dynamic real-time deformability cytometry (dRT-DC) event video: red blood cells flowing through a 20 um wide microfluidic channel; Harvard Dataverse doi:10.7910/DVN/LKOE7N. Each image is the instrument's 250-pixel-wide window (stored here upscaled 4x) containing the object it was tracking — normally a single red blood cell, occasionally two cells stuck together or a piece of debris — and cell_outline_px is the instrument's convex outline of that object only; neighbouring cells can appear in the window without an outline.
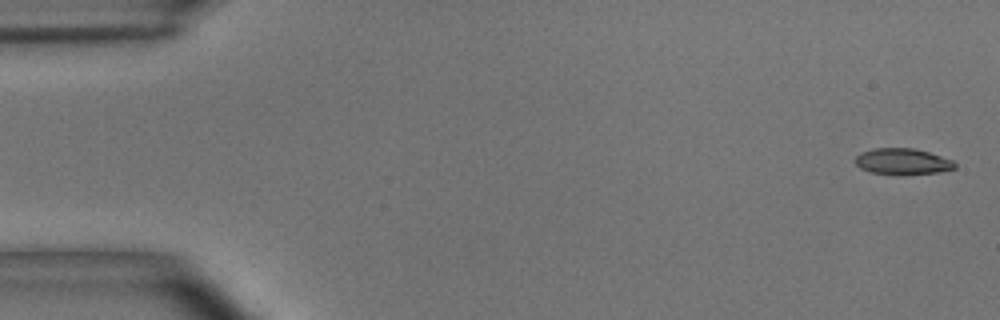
{"species": "common noctule bat (a hibernating species)", "species_latin": "Nyctalus noctula", "temperature_condition": "room temperature", "stored_images_in_passage": 5, "camera_frame_rate_fps": 3000, "um_per_image_px": 0.085, "animal": {"sex": "male", "body_mass_g": 15.6}, "frame": {"image": 1, "passage_image": 1, "time_ms": 0.0, "image_size_px": [1000, 320], "cell_outline_px": [[956, 168], [940, 172], [900, 176], [872, 172], [860, 168], [856, 164], [856, 156], [860, 152], [872, 148], [912, 148], [928, 152], [952, 160], [956, 164]], "centroid_in_image_um": [76.71, 13.74], "position_along_channel_um": 8.3, "area_um2": 15.37}}